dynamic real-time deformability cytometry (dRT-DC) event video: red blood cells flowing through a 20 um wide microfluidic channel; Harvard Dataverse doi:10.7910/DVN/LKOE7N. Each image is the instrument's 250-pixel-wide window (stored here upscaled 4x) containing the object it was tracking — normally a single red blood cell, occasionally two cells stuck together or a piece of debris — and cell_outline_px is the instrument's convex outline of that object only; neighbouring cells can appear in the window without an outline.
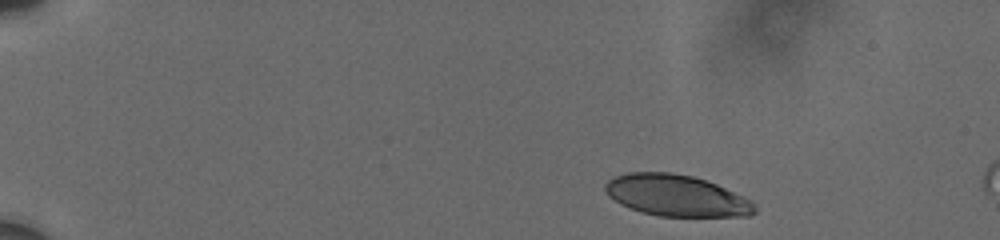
{"species": "human", "species_latin": "Homo sapiens", "temperature_condition": "cold", "stored_images_in_passage": 4, "camera_frame_rate_fps": 3000, "um_per_image_px": 0.085, "donor": {"sex": "male"}, "frame": {"image": 1, "passage_image": 1, "time_ms": 0.0, "image_size_px": [1000, 240], "cell_outline_px": [[756, 212], [748, 216], [660, 216], [640, 212], [628, 208], [620, 204], [608, 196], [604, 188], [604, 184], [608, 180], [616, 176], [628, 172], [672, 172], [692, 176], [708, 180], [752, 200], [756, 204]], "centroid_in_image_um": [57.49, 16.62], "position_along_channel_um": 27.5, "area_um2": 36.36}}